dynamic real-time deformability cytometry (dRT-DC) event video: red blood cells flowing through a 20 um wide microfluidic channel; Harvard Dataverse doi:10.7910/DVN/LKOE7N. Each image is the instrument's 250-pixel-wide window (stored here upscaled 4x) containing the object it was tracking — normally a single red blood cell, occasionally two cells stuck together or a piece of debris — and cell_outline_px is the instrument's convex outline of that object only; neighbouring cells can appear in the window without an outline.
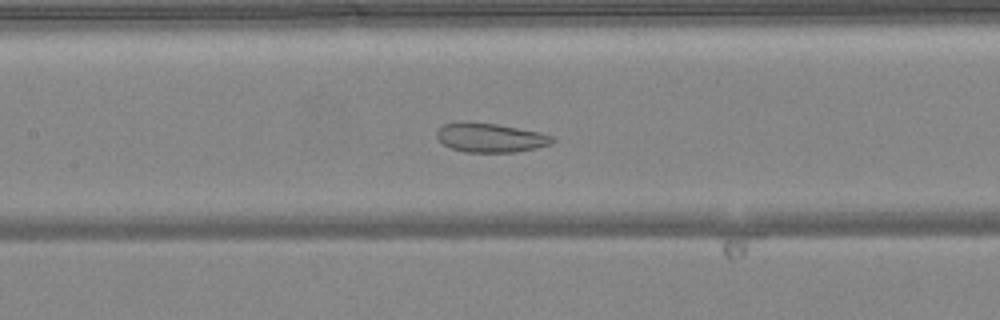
{"species": "common noctule bat (a hibernating species)", "species_latin": "Nyctalus noctula", "temperature_condition": "warm", "stored_images_in_passage": 51, "segment_of_instrument_passage": [1, 2], "camera_frame_rate_fps": 3000, "um_per_image_px": 0.085, "animal": {"sex": "female", "body_mass_g": 24.6, "forearm_length_mm": 56.2}, "frame": {"image": 1, "passage_image": 23, "time_ms": 7.333, "image_size_px": [1000, 320], "cell_outline_px": [[556, 140], [552, 144], [536, 148], [516, 152], [464, 152], [452, 148], [444, 144], [436, 136], [436, 132], [444, 124], [464, 120], [496, 124], [540, 132], [552, 136]], "centroid_in_image_um": [41.69, 11.69], "position_along_channel_um": 165.7, "area_um2": 19.77}}
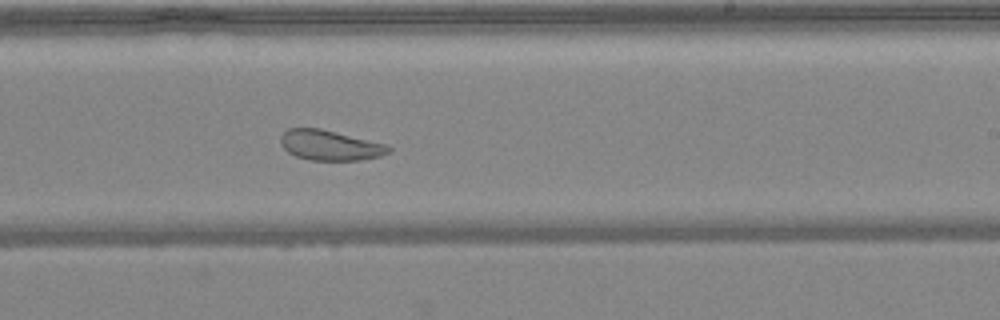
{"frame": {"image": 2, "passage_image": 30, "time_ms": 9.667, "image_size_px": [1000, 320], "cell_outline_px": [[392, 152], [380, 156], [360, 160], [308, 160], [296, 156], [288, 152], [284, 148], [280, 140], [280, 136], [288, 128], [320, 128], [388, 144], [392, 148]], "centroid_in_image_um": [28.08, 12.35], "position_along_channel_um": 260.9, "area_um2": 19.13}}
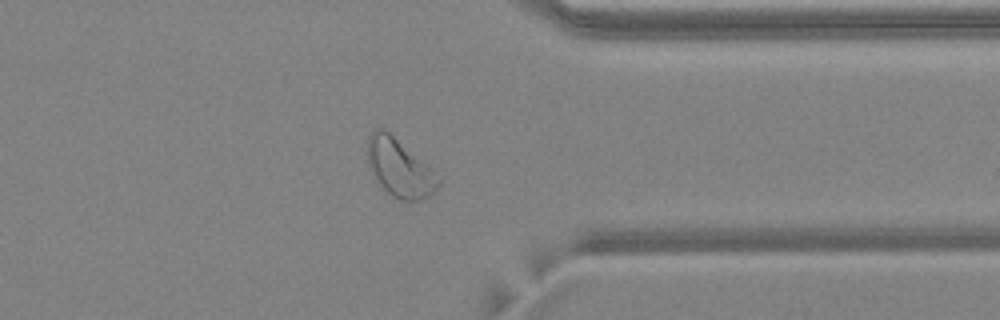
{"frame": {"image": 3, "passage_image": 39, "time_ms": 12.667, "image_size_px": [1000, 320], "cell_outline_px": [[440, 184], [428, 196], [420, 200], [400, 200], [392, 196], [380, 184], [372, 172], [368, 164], [368, 136], [376, 128], [384, 128], [432, 168], [440, 180]], "centroid_in_image_um": [33.96, 14.26], "position_along_channel_um": 377.4, "area_um2": 23.47}}